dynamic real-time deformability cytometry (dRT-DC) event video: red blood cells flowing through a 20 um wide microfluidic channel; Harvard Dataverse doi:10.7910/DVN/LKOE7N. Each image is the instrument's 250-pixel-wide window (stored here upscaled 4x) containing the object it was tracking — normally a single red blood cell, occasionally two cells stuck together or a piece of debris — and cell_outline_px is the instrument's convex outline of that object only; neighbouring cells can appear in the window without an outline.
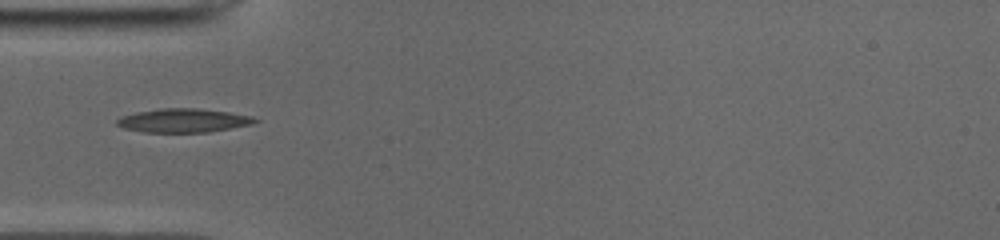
{"species": "common noctule bat (a hibernating species)", "species_latin": "Nyctalus noctula", "temperature_condition": "cold", "stored_images_in_passage": 36, "camera_frame_rate_fps": 3000, "um_per_image_px": 0.085, "animal": {"sex": "male", "body_mass_g": 19.0, "forearm_length_mm": 50.8}, "frame": {"image": 1, "passage_image": 1, "time_ms": 0.0, "image_size_px": [1000, 240], "cell_outline_px": [[260, 120], [252, 124], [208, 132], [144, 132], [124, 128], [116, 124], [116, 120], [120, 116], [136, 112], [160, 108], [196, 108], [228, 112], [252, 116]], "centroid_in_image_um": [15.57, 10.24], "position_along_channel_um": 69.4, "area_um2": 19.07}}
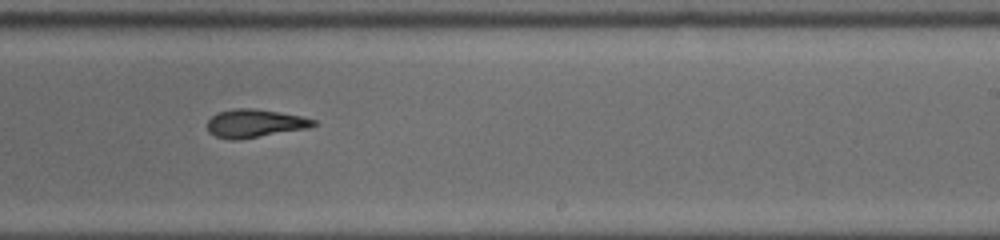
{"frame": {"image": 2, "passage_image": 16, "time_ms": 5.0, "image_size_px": [1000, 240], "cell_outline_px": [[316, 124], [308, 128], [236, 140], [232, 140], [216, 136], [208, 132], [208, 120], [212, 116], [220, 112], [236, 108], [256, 108], [280, 112], [300, 116], [316, 120]], "centroid_in_image_um": [21.65, 10.48], "position_along_channel_um": 267.3, "area_um2": 17.22}}
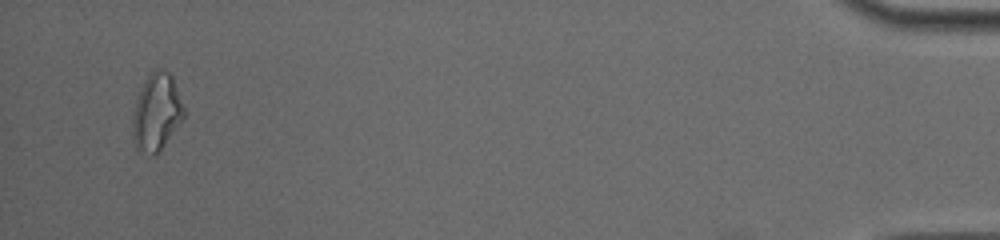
{"frame": {"image": 3, "passage_image": 34, "time_ms": 11.0, "image_size_px": [1000, 240], "cell_outline_px": [[188, 112], [184, 120], [160, 152], [152, 156], [136, 148], [132, 136], [132, 120], [136, 100], [144, 80], [156, 68], [168, 72], [172, 76]], "centroid_in_image_um": [13.36, 9.57], "position_along_channel_um": 421.8, "area_um2": 23.64}}